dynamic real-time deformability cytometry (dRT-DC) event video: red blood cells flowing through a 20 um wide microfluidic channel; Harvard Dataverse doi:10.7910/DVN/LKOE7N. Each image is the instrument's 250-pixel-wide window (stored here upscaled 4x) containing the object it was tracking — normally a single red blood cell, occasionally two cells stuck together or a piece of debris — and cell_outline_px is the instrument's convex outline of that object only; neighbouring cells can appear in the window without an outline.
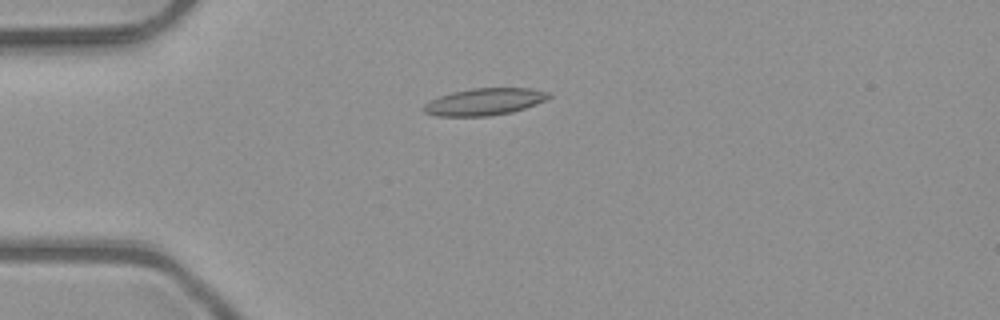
{"species": "common noctule bat (a hibernating species)", "species_latin": "Nyctalus noctula", "temperature_condition": "room temperature", "stored_images_in_passage": 6, "camera_frame_rate_fps": 3000, "um_per_image_px": 0.085, "animal": {"sex": "male", "body_mass_g": 23.1, "forearm_length_mm": 52.7}, "frame": {"image": 1, "passage_image": 6, "time_ms": 1.667, "image_size_px": [1000, 320], "cell_outline_px": [[552, 96], [536, 104], [512, 112], [488, 116], [436, 116], [424, 112], [420, 108], [424, 104], [440, 96], [452, 92], [472, 88], [532, 88], [548, 92]], "centroid_in_image_um": [41.16, 8.65], "position_along_channel_um": 43.8, "area_um2": 19.65}}